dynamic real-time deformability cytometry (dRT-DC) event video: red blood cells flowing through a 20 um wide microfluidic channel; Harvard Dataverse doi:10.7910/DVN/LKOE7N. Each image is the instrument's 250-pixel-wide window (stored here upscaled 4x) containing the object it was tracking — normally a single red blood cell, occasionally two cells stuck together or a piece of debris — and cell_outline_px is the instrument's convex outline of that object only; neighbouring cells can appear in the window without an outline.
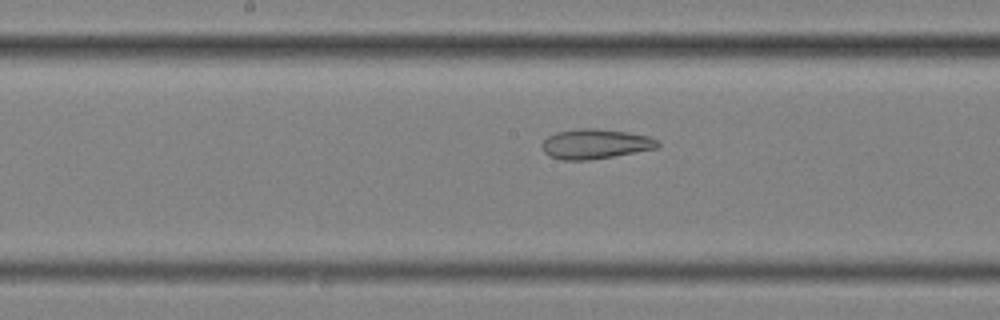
{"species": "common noctule bat (a hibernating species)", "species_latin": "Nyctalus noctula", "temperature_condition": "cold", "stored_images_in_passage": 49, "camera_frame_rate_fps": 3000, "um_per_image_px": 0.085, "animal": {"sex": "female", "body_mass_g": 25.1}, "frame": {"image": 1, "passage_image": 21, "time_ms": 6.667, "image_size_px": [1000, 320], "cell_outline_px": [[660, 148], [588, 160], [560, 160], [548, 156], [544, 152], [540, 144], [548, 136], [556, 132], [580, 128], [592, 128], [628, 132], [648, 136], [656, 140], [660, 144]], "centroid_in_image_um": [50.57, 12.24], "position_along_channel_um": 197.6, "area_um2": 20.17}}
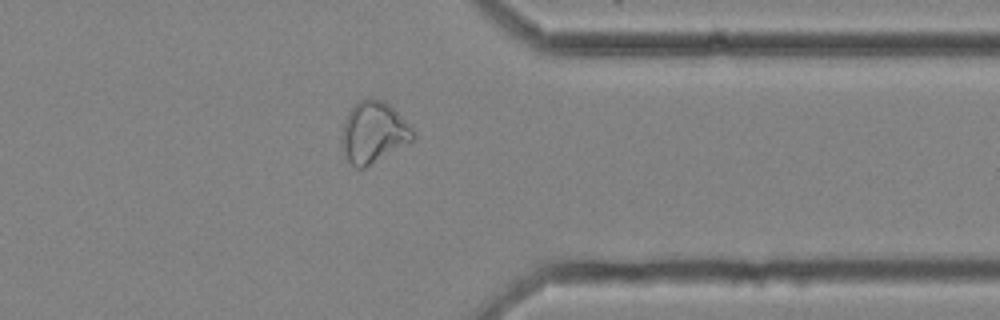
{"frame": {"image": 2, "passage_image": 37, "time_ms": 12.0, "image_size_px": [1000, 320], "cell_outline_px": [[416, 136], [412, 140], [364, 168], [356, 168], [344, 156], [340, 144], [340, 136], [344, 120], [348, 112], [360, 100], [384, 100], [392, 104], [416, 132]], "centroid_in_image_um": [31.74, 11.24], "position_along_channel_um": 379.7, "area_um2": 25.55}}
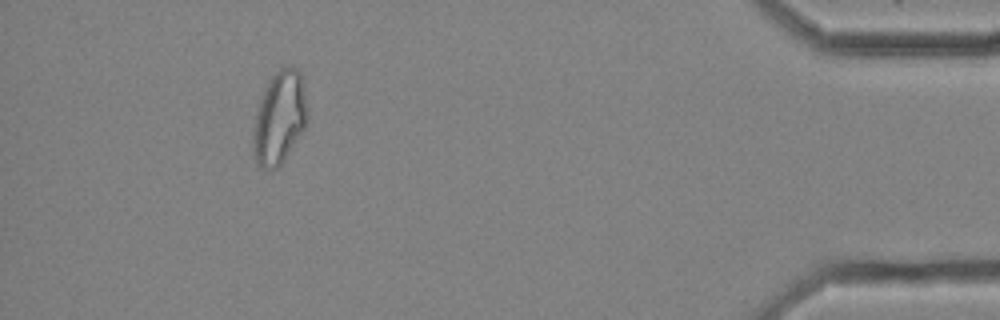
{"frame": {"image": 3, "passage_image": 44, "time_ms": 14.333, "image_size_px": [1000, 320], "cell_outline_px": [[308, 120], [304, 128], [280, 164], [276, 168], [260, 168], [256, 160], [252, 148], [256, 116], [260, 100], [264, 88], [268, 80], [280, 68], [288, 64], [296, 68], [300, 72], [304, 88], [308, 108]], "centroid_in_image_um": [23.77, 9.95], "position_along_channel_um": 411.4, "area_um2": 29.02}, "authors_computed_cell_mechanics": {"area_um2": 25.5476, "velocity_mm_per_s": 3.5117, "shape_relaxation_time_tau1_ms": null, "shape_relaxation_time_tau2_ms": 2.2469, "deformation_change_tau1": null, "deformation_change_tau2": 0.0926}}